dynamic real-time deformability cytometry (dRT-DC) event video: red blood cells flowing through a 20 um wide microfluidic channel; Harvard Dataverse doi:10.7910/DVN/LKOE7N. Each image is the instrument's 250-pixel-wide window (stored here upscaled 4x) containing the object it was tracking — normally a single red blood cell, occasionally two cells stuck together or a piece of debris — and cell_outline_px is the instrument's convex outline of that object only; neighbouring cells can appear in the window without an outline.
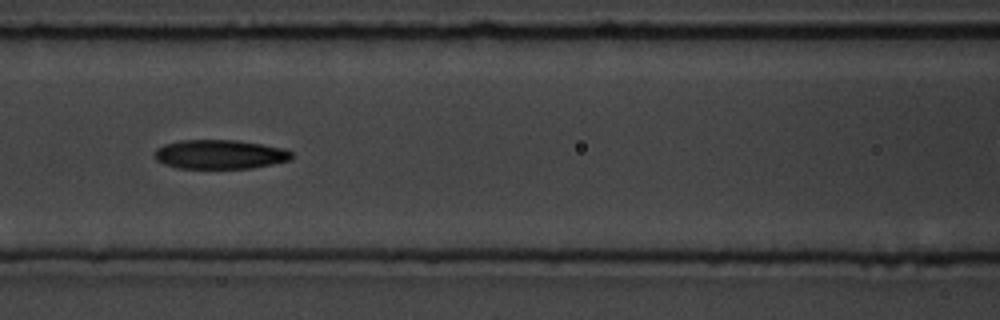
{"species": "common noctule bat (a hibernating species)", "species_latin": "Nyctalus noctula", "temperature_condition": "room temperature", "stored_images_in_passage": 11, "camera_frame_rate_fps": 3000, "um_per_image_px": 0.085, "animal": {"sex": "male", "body_mass_g": 19.5, "forearm_length_mm": 54.6}, "frame": {"image": 1, "passage_image": 8, "time_ms": 8.667, "image_size_px": [1000, 320], "cell_outline_px": [[292, 160], [252, 168], [176, 168], [164, 164], [156, 160], [152, 152], [156, 148], [164, 144], [180, 140], [236, 140], [284, 148], [292, 152]], "centroid_in_image_um": [18.65, 13.12], "position_along_channel_um": 147.9, "area_um2": 23.47}}